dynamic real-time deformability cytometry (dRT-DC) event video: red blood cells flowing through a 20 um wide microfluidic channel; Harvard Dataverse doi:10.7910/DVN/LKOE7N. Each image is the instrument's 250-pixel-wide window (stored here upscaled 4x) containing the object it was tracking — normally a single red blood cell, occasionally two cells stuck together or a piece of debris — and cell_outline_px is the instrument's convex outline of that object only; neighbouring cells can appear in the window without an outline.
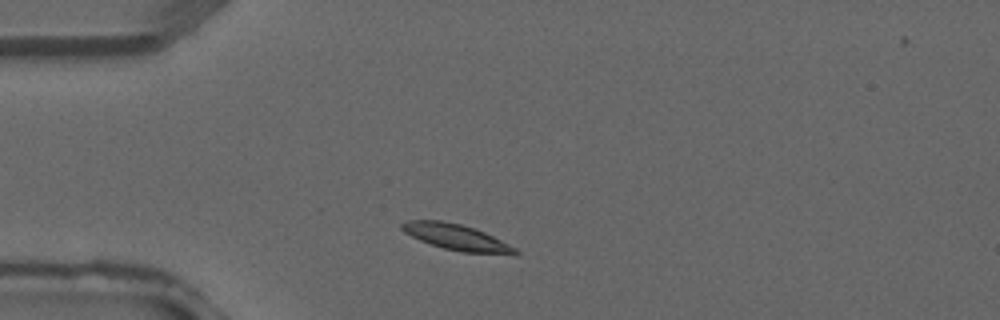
{"species": "common noctule bat (a hibernating species)", "species_latin": "Nyctalus noctula", "temperature_condition": "warm", "stored_images_in_passage": 2, "camera_frame_rate_fps": 3000, "um_per_image_px": 0.085, "animal": {"sex": "male", "forearm_length_mm": 52.5}, "frame": {"image": 1, "passage_image": 1, "time_ms": 0.0, "image_size_px": [1000, 320], "cell_outline_px": [[520, 252], [516, 256], [460, 252], [444, 248], [420, 240], [404, 232], [400, 228], [400, 224], [404, 220], [444, 220], [460, 224], [484, 232], [516, 248]], "centroid_in_image_um": [38.83, 20.18], "position_along_channel_um": 46.2, "area_um2": 17.34}}
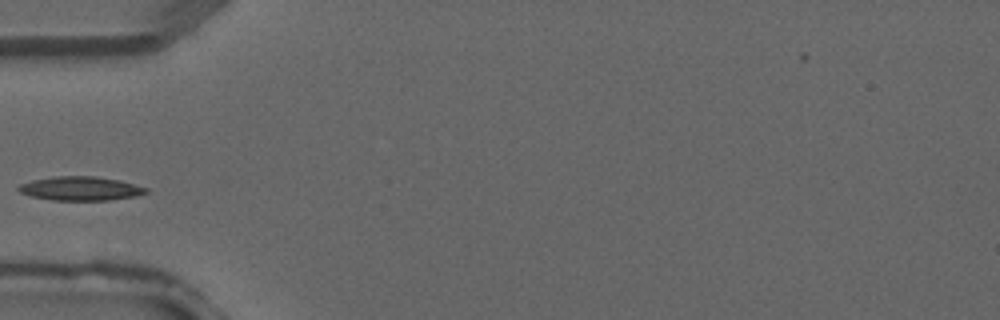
{"frame": {"image": 2, "passage_image": 2, "time_ms": 0.333, "image_size_px": [1000, 320], "cell_outline_px": [[148, 192], [136, 196], [108, 200], [52, 200], [32, 196], [20, 192], [16, 188], [20, 184], [32, 180], [52, 176], [96, 176], [120, 180], [148, 188]], "centroid_in_image_um": [6.84, 16.01], "position_along_channel_um": 78.2, "area_um2": 17.8}}